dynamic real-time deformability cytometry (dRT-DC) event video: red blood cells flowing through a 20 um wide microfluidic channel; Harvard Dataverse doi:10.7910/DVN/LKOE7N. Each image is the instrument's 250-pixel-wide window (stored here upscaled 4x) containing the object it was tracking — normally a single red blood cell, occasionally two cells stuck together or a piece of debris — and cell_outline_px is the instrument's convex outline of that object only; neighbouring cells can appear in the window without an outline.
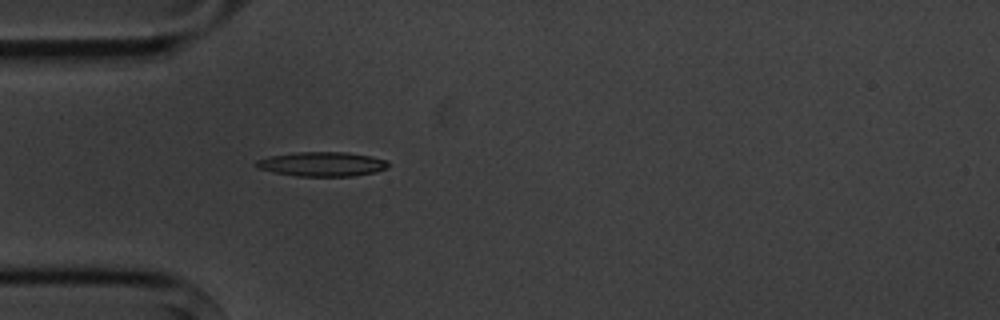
{"species": "common noctule bat (a hibernating species)", "species_latin": "Nyctalus noctula", "temperature_condition": "cold", "stored_images_in_passage": 1, "camera_frame_rate_fps": 3000, "um_per_image_px": 0.085, "animal": {"sex": "male", "body_mass_g": 20.1, "forearm_length_mm": 53.5}, "frame": {"image": 1, "passage_image": 1, "time_ms": 0.0, "image_size_px": [1000, 320], "cell_outline_px": [[388, 164], [384, 168], [372, 172], [352, 176], [296, 176], [256, 168], [252, 164], [256, 160], [268, 156], [296, 152], [348, 152], [372, 156], [384, 160]], "centroid_in_image_um": [27.28, 13.93], "position_along_channel_um": 57.7, "area_um2": 18.67}}